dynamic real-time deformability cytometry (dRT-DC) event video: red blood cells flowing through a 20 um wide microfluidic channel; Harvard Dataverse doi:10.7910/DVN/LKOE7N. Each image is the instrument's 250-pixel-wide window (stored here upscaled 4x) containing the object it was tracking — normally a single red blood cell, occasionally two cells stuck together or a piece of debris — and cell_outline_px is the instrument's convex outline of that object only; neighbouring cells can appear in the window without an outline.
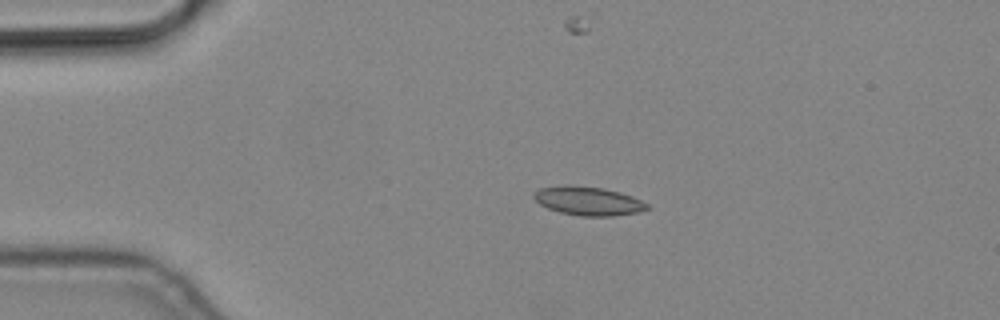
{"species": "common noctule bat (a hibernating species)", "species_latin": "Nyctalus noctula", "temperature_condition": "cold", "stored_images_in_passage": 6, "camera_frame_rate_fps": 3000, "um_per_image_px": 0.085, "animal": {"sex": "male", "body_mass_g": 19.2, "forearm_length_mm": 51.8}, "frame": {"image": 1, "passage_image": 2, "time_ms": 0.333, "image_size_px": [1000, 320], "cell_outline_px": [[652, 208], [636, 212], [612, 216], [580, 216], [560, 212], [548, 208], [540, 204], [532, 196], [540, 188], [604, 188], [620, 192], [632, 196], [648, 204]], "centroid_in_image_um": [50.09, 17.14], "position_along_channel_um": 34.9, "area_um2": 18.03}}
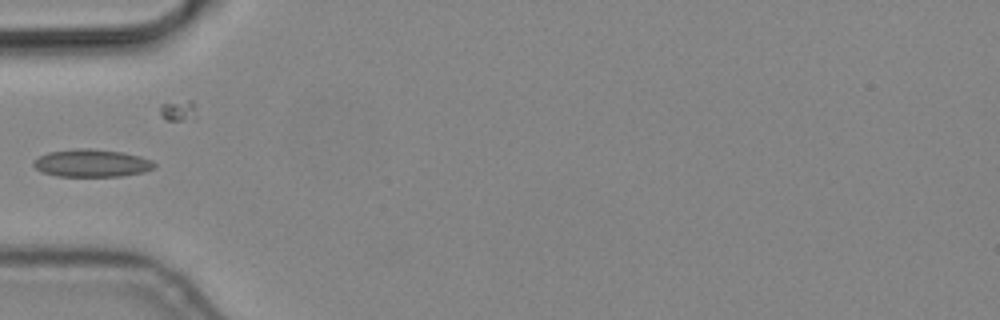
{"frame": {"image": 2, "passage_image": 4, "time_ms": 1.0, "image_size_px": [1000, 320], "cell_outline_px": [[156, 168], [144, 172], [120, 176], [56, 176], [40, 172], [32, 164], [32, 160], [48, 152], [80, 148], [92, 148], [124, 152], [140, 156], [152, 160], [156, 164]], "centroid_in_image_um": [7.8, 13.86], "position_along_channel_um": 77.2, "area_um2": 19.71}}
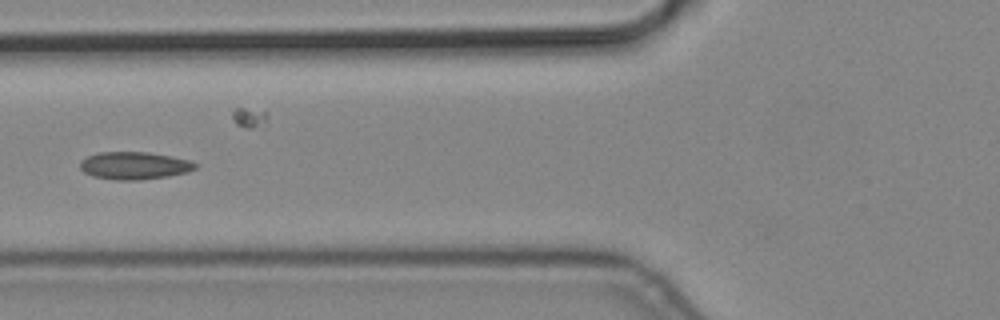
{"frame": {"image": 3, "passage_image": 5, "time_ms": 1.333, "image_size_px": [1000, 320], "cell_outline_px": [[196, 168], [188, 172], [168, 176], [140, 180], [116, 180], [92, 176], [84, 172], [80, 168], [80, 160], [88, 156], [100, 152], [148, 152], [188, 160], [196, 164]], "centroid_in_image_um": [11.38, 14.08], "position_along_channel_um": 114.4, "area_um2": 18.38}}